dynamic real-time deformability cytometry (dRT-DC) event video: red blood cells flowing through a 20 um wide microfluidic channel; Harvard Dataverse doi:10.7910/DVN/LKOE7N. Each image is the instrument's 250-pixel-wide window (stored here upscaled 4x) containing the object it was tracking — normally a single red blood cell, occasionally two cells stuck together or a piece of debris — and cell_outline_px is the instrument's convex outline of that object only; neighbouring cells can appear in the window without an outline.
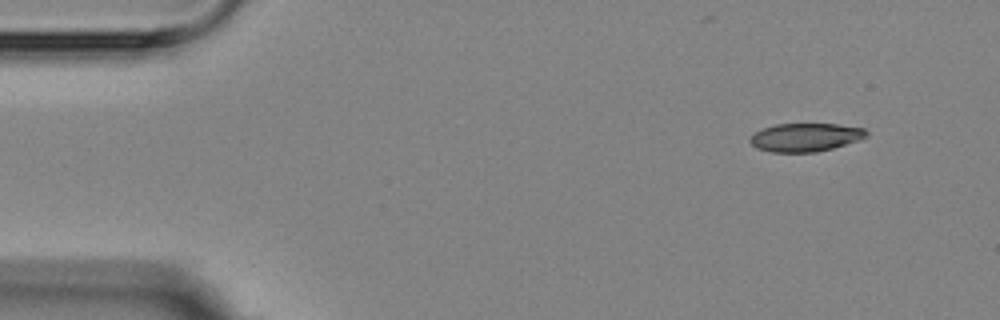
{"species": "Egyptian fruit bat (a non-hibernating species)", "species_latin": "Rousettus aegyptiacus", "temperature_condition": "room temperature", "stored_images_in_passage": 4, "camera_frame_rate_fps": 3000, "um_per_image_px": 0.085, "animal": {"sex": "female"}, "frame": {"image": 1, "passage_image": 1, "time_ms": 0.0, "image_size_px": [1000, 320], "cell_outline_px": [[868, 136], [860, 140], [832, 148], [816, 152], [772, 152], [756, 148], [748, 140], [760, 128], [776, 124], [836, 124], [864, 128], [868, 132]], "centroid_in_image_um": [68.46, 11.67], "position_along_channel_um": 16.5, "area_um2": 19.25}}
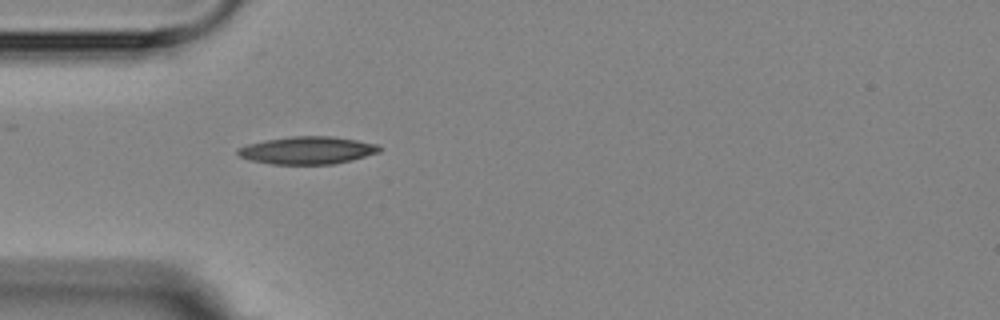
{"frame": {"image": 2, "passage_image": 4, "time_ms": 3.667, "image_size_px": [1000, 320], "cell_outline_px": [[380, 152], [352, 160], [332, 164], [272, 164], [252, 160], [240, 156], [236, 152], [236, 148], [248, 144], [264, 140], [292, 136], [332, 136], [356, 140], [376, 144], [380, 148]], "centroid_in_image_um": [26.11, 12.77], "position_along_channel_um": 58.9, "area_um2": 22.66}}